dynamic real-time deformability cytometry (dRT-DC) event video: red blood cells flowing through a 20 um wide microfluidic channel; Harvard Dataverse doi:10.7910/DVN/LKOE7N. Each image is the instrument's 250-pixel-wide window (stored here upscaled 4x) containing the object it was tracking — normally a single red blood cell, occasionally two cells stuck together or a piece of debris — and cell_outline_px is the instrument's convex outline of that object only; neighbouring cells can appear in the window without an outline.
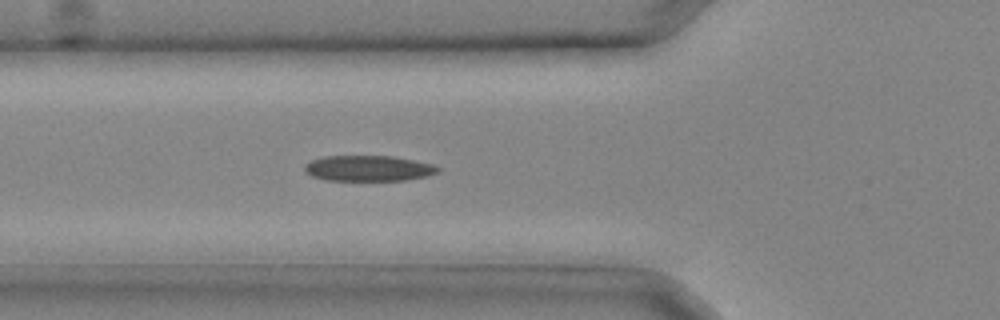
{"species": "common noctule bat (a hibernating species)", "species_latin": "Nyctalus noctula", "temperature_condition": "cold", "stored_images_in_passage": 31, "camera_frame_rate_fps": 3000, "um_per_image_px": 0.085, "animal": {"sex": "male", "body_mass_g": 20.4}, "frame": {"image": 1, "passage_image": 11, "time_ms": 3.333, "image_size_px": [1000, 320], "cell_outline_px": [[440, 172], [428, 176], [404, 180], [324, 180], [312, 176], [304, 172], [304, 164], [320, 156], [392, 156], [432, 164], [440, 168]], "centroid_in_image_um": [31.28, 14.3], "position_along_channel_um": 94.5, "area_um2": 20.0}}
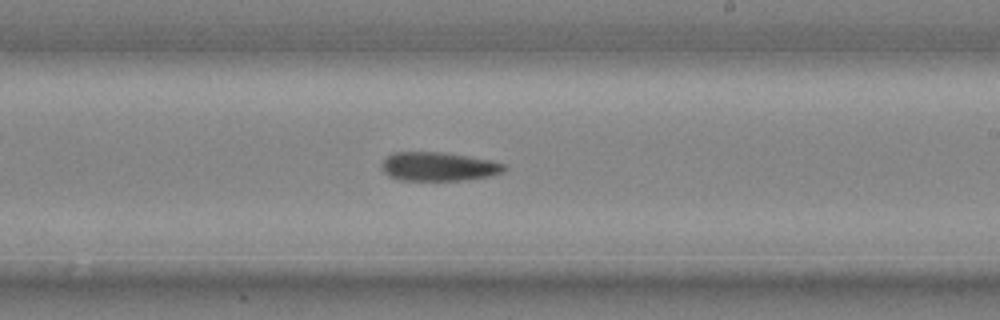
{"frame": {"image": 2, "passage_image": 19, "time_ms": 6.0, "image_size_px": [1000, 320], "cell_outline_px": [[508, 168], [500, 172], [488, 176], [464, 180], [400, 180], [388, 176], [384, 172], [380, 164], [392, 152], [444, 152], [492, 160], [504, 164]], "centroid_in_image_um": [37.25, 14.15], "position_along_channel_um": 251.7, "area_um2": 20.58}}
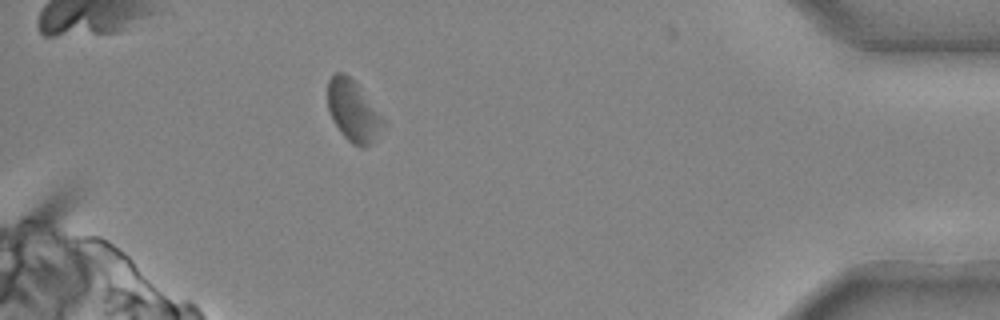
{"frame": {"image": 3, "passage_image": 29, "time_ms": 9.333, "image_size_px": [1000, 320], "cell_outline_px": [[388, 120], [368, 144], [364, 148], [360, 148], [352, 144], [344, 136], [336, 124], [328, 108], [328, 80], [336, 72], [344, 72], [356, 80]], "centroid_in_image_um": [30.06, 9.36], "position_along_channel_um": 405.1, "area_um2": 20.06}}